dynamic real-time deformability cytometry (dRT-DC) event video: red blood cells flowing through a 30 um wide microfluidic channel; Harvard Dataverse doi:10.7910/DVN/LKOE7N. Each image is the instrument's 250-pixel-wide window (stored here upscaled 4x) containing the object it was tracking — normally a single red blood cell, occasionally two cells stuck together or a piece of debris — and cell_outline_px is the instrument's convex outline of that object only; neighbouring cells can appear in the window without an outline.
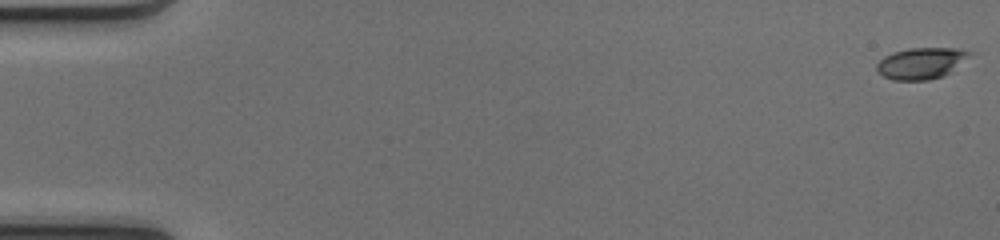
{"species": "common noctule bat (a hibernating species)", "species_latin": "Nyctalus noctula", "temperature_condition": "cold", "stored_images_in_passage": 51, "camera_frame_rate_fps": 3000, "um_per_image_px": 0.085, "animal": {"sex": "female", "body_mass_g": 17.0, "forearm_length_mm": 48.0}, "frame": {"image": 1, "passage_image": 1, "time_ms": 0.0, "image_size_px": [1000, 240], "cell_outline_px": [[976, 52], [952, 72], [944, 76], [928, 80], [892, 80], [884, 76], [876, 68], [876, 64], [884, 56], [892, 52], [908, 48], [960, 48]], "centroid_in_image_um": [78.38, 5.36], "position_along_channel_um": 6.6, "area_um2": 17.34}}
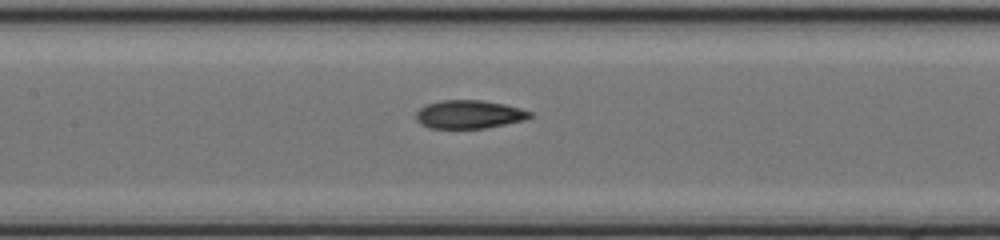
{"frame": {"image": 2, "passage_image": 25, "time_ms": 8.0, "image_size_px": [1000, 240], "cell_outline_px": [[532, 116], [524, 120], [484, 128], [428, 128], [420, 124], [416, 120], [416, 112], [420, 108], [428, 104], [444, 100], [480, 100], [504, 104], [520, 108], [532, 112]], "centroid_in_image_um": [39.86, 9.72], "position_along_channel_um": 167.5, "area_um2": 18.67}}
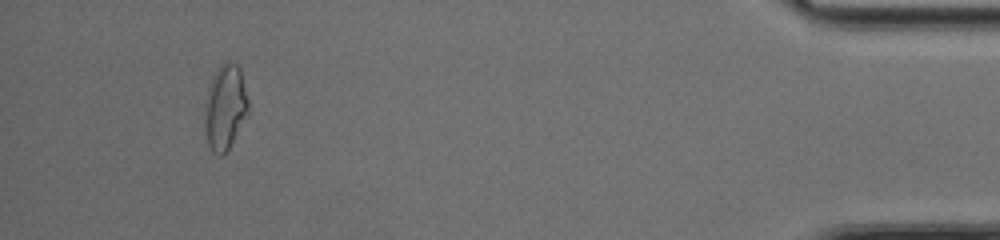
{"frame": {"image": 3, "passage_image": 48, "time_ms": 15.667, "image_size_px": [1000, 240], "cell_outline_px": [[248, 116], [228, 148], [220, 156], [216, 156], [212, 152], [208, 144], [204, 132], [204, 104], [208, 88], [220, 64], [224, 60], [228, 60], [236, 64], [240, 68], [248, 100]], "centroid_in_image_um": [19.12, 9.12], "position_along_channel_um": 416.1, "area_um2": 21.85}, "authors_computed_cell_mechanics": {"area_um2": 18.9584, "velocity_mm_per_s": 4.1327, "shape_relaxation_time_tau1_ms": null, "shape_relaxation_time_tau2_ms": 1.8113, "deformation_change_tau1": null, "deformation_change_tau2": 0.0804}}